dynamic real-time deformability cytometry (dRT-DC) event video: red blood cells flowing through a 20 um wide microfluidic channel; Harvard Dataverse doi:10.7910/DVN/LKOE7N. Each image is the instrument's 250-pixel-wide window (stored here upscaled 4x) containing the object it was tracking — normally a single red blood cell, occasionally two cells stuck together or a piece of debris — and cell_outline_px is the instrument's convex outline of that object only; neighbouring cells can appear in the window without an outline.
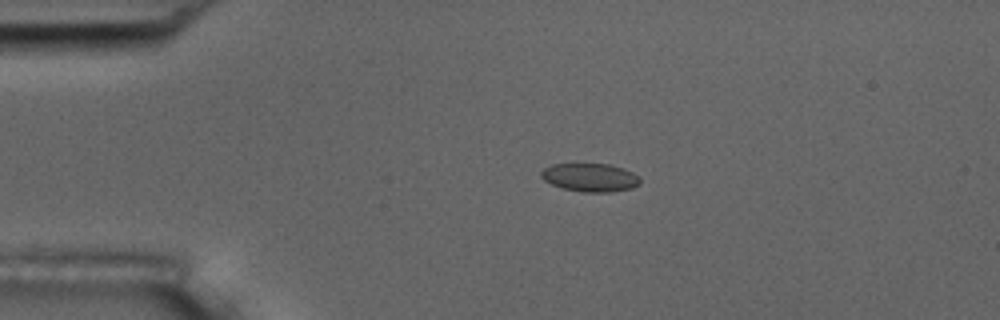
{"species": "common noctule bat (a hibernating species)", "species_latin": "Nyctalus noctula", "temperature_condition": "room temperature", "stored_images_in_passage": 45, "camera_frame_rate_fps": 3000, "um_per_image_px": 0.085, "animal": {"sex": "male", "body_mass_g": 17.5, "forearm_length_mm": 52.3}, "frame": {"image": 1, "passage_image": 1, "time_ms": 0.0, "image_size_px": [1000, 320], "cell_outline_px": [[640, 184], [632, 188], [612, 192], [584, 192], [564, 188], [552, 184], [544, 180], [540, 176], [540, 172], [544, 168], [552, 164], [608, 164], [624, 168], [632, 172], [640, 180]], "centroid_in_image_um": [50.16, 15.08], "position_along_channel_um": 34.8, "area_um2": 16.24}}
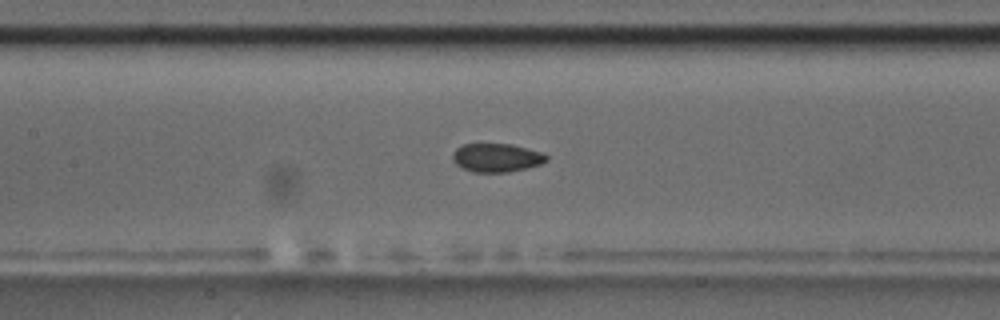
{"frame": {"image": 2, "passage_image": 15, "time_ms": 4.667, "image_size_px": [1000, 320], "cell_outline_px": [[548, 160], [540, 164], [508, 172], [472, 172], [456, 164], [452, 160], [452, 152], [456, 148], [464, 144], [512, 144], [540, 152], [548, 156]], "centroid_in_image_um": [42.18, 13.4], "position_along_channel_um": 165.2, "area_um2": 15.49}}
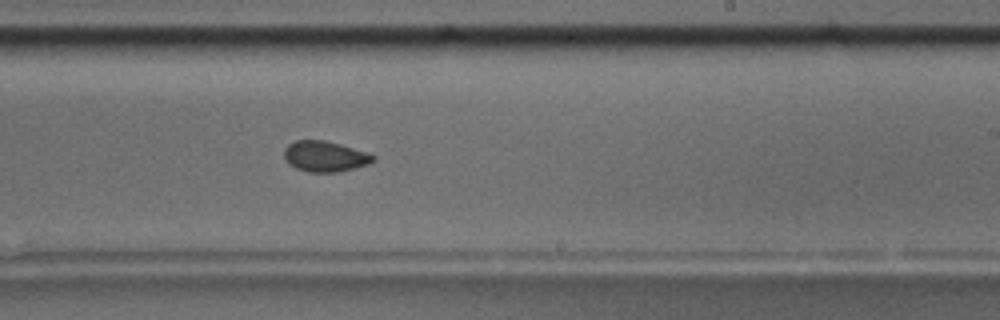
{"frame": {"image": 3, "passage_image": 23, "time_ms": 7.333, "image_size_px": [1000, 320], "cell_outline_px": [[376, 160], [368, 164], [336, 172], [308, 172], [296, 168], [288, 164], [284, 160], [284, 148], [288, 144], [296, 140], [324, 140], [340, 144], [376, 156]], "centroid_in_image_um": [27.57, 13.29], "position_along_channel_um": 261.4, "area_um2": 15.84}, "authors_computed_cell_mechanics": {"area_um2": 16.2418, "velocity_mm_per_s": 3.6215, "shape_relaxation_time_tau1_ms": 8.8506, "shape_relaxation_time_tau2_ms": 3.8354, "deformation_change_tau1": 0.1127, "deformation_change_tau2": 0.0556}}